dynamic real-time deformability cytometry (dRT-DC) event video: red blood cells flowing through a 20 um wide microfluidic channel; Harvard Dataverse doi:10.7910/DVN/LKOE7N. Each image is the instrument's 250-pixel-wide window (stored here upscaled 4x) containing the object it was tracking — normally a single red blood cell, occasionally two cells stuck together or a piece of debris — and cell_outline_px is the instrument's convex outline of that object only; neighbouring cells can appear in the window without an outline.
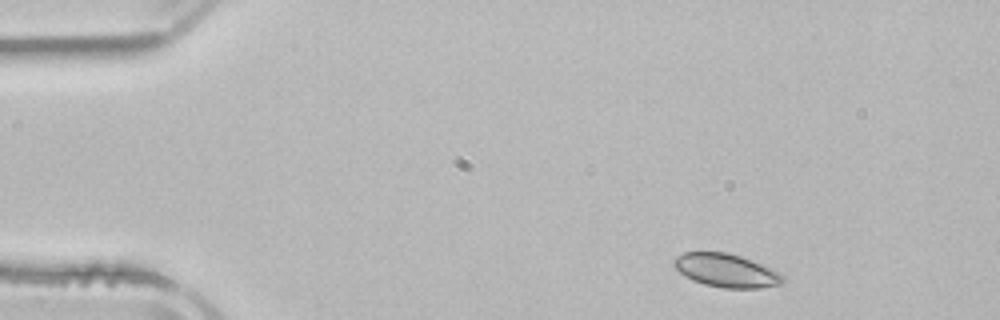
{"species": "common noctule bat (a hibernating species)", "species_latin": "Nyctalus noctula", "temperature_condition": "room temperature", "stored_images_in_passage": 3, "camera_frame_rate_fps": 3000, "um_per_image_px": 0.085, "animal": {"sex": "male", "body_mass_g": 21.5, "forearm_length_mm": 52.0}, "frame": {"image": 1, "passage_image": 1, "time_ms": 0.0, "image_size_px": [1000, 320], "cell_outline_px": [[784, 280], [780, 284], [760, 288], [724, 288], [704, 284], [692, 280], [684, 276], [672, 264], [672, 260], [676, 256], [684, 252], [728, 252], [752, 260], [780, 272], [784, 276]], "centroid_in_image_um": [61.71, 22.98], "position_along_channel_um": 23.3, "area_um2": 21.27}}
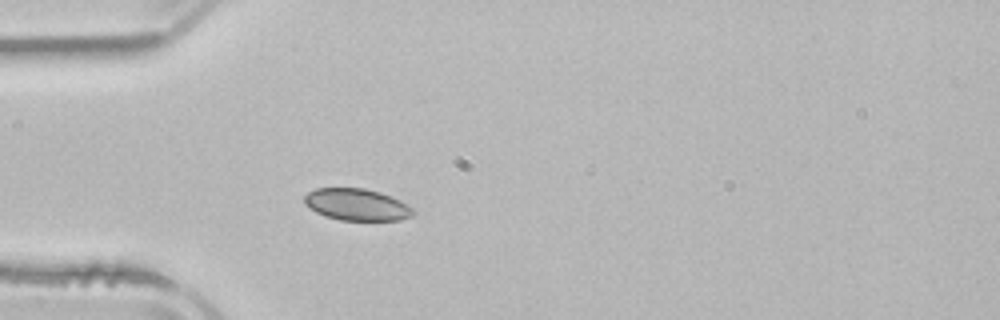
{"frame": {"image": 2, "passage_image": 3, "time_ms": 2.667, "image_size_px": [1000, 320], "cell_outline_px": [[416, 212], [412, 216], [400, 220], [340, 220], [324, 216], [308, 208], [304, 204], [304, 196], [308, 192], [316, 188], [364, 188], [380, 192], [400, 200], [408, 204]], "centroid_in_image_um": [30.32, 17.39], "position_along_channel_um": 54.7, "area_um2": 20.35}}